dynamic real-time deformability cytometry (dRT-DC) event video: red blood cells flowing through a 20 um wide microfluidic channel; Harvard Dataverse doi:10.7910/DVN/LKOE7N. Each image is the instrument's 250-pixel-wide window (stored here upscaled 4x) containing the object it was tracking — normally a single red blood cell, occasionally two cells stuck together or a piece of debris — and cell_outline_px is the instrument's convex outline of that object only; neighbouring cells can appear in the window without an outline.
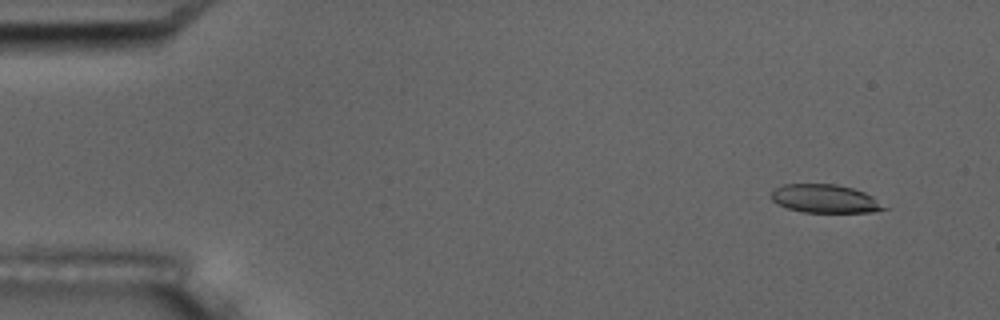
{"species": "common noctule bat (a hibernating species)", "species_latin": "Nyctalus noctula", "temperature_condition": "room temperature", "stored_images_in_passage": 8, "camera_frame_rate_fps": 3000, "um_per_image_px": 0.085, "animal": {"sex": "male", "body_mass_g": 17.5, "forearm_length_mm": 52.3}, "frame": {"image": 1, "passage_image": 1, "time_ms": 0.0, "image_size_px": [1000, 320], "cell_outline_px": [[892, 208], [872, 212], [804, 212], [788, 208], [776, 204], [772, 200], [772, 192], [776, 188], [784, 184], [836, 184], [852, 188], [864, 192], [872, 196]], "centroid_in_image_um": [70.18, 16.9], "position_along_channel_um": 14.8, "area_um2": 18.73}}
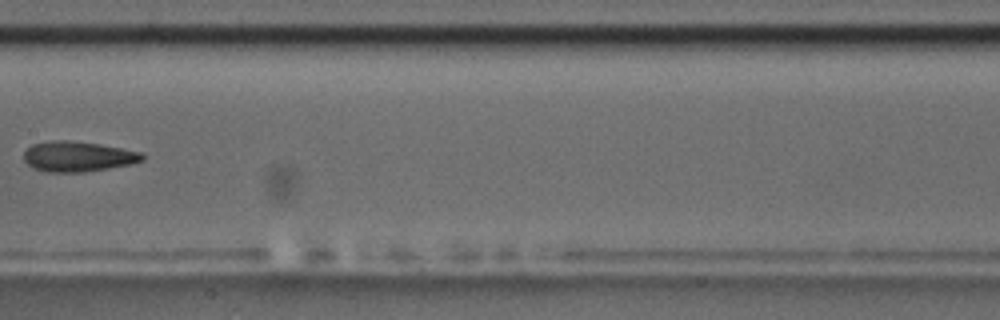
{"frame": {"image": 2, "passage_image": 7, "time_ms": 8.0, "image_size_px": [1000, 320], "cell_outline_px": [[144, 160], [132, 164], [84, 172], [48, 172], [32, 168], [24, 160], [24, 152], [32, 144], [52, 140], [68, 140], [96, 144], [144, 152]], "centroid_in_image_um": [6.62, 13.31], "position_along_channel_um": 200.8, "area_um2": 20.87}}
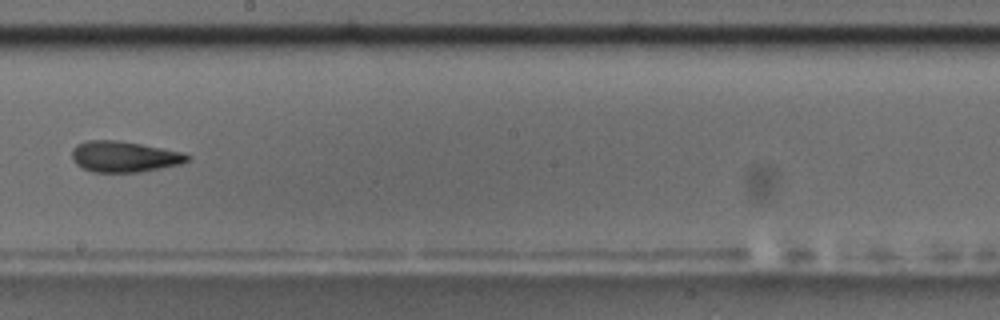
{"frame": {"image": 3, "passage_image": 8, "time_ms": 9.0, "image_size_px": [1000, 320], "cell_outline_px": [[192, 156], [188, 160], [180, 164], [140, 172], [92, 172], [80, 168], [72, 160], [72, 148], [76, 144], [88, 140], [116, 140], [140, 144], [184, 152]], "centroid_in_image_um": [10.52, 13.31], "position_along_channel_um": 237.7, "area_um2": 20.92}}